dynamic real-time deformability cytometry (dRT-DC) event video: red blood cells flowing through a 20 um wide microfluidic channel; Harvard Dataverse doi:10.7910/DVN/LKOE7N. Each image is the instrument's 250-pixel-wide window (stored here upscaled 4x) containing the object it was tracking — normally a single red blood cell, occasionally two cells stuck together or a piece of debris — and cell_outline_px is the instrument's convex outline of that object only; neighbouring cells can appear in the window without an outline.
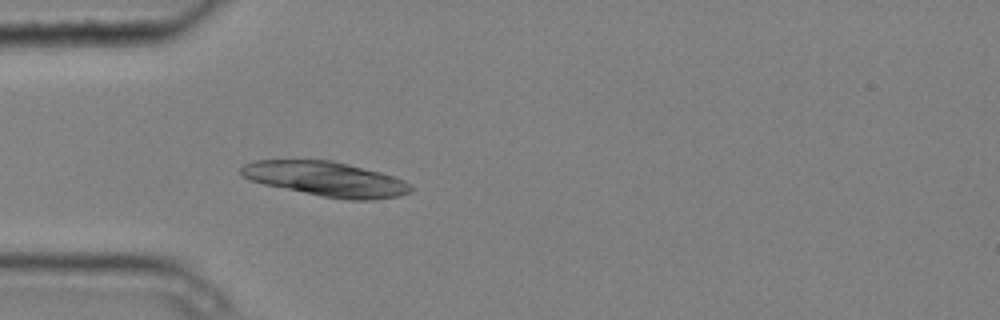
{"species": "common noctule bat (a hibernating species)", "species_latin": "Nyctalus noctula", "temperature_condition": "cold", "stored_images_in_passage": 3, "camera_frame_rate_fps": 3000, "um_per_image_px": 0.085, "animal": {"sex": "male", "body_mass_g": 20.4}, "frame": {"image": 1, "passage_image": 3, "time_ms": 0.667, "image_size_px": [1000, 320], "cell_outline_px": [[416, 188], [412, 192], [400, 196], [376, 200], [348, 200], [324, 196], [264, 184], [252, 180], [244, 176], [240, 172], [240, 168], [244, 164], [256, 160], [332, 160], [380, 172], [404, 180]], "centroid_in_image_um": [27.79, 15.22], "position_along_channel_um": 57.2, "area_um2": 34.16}}